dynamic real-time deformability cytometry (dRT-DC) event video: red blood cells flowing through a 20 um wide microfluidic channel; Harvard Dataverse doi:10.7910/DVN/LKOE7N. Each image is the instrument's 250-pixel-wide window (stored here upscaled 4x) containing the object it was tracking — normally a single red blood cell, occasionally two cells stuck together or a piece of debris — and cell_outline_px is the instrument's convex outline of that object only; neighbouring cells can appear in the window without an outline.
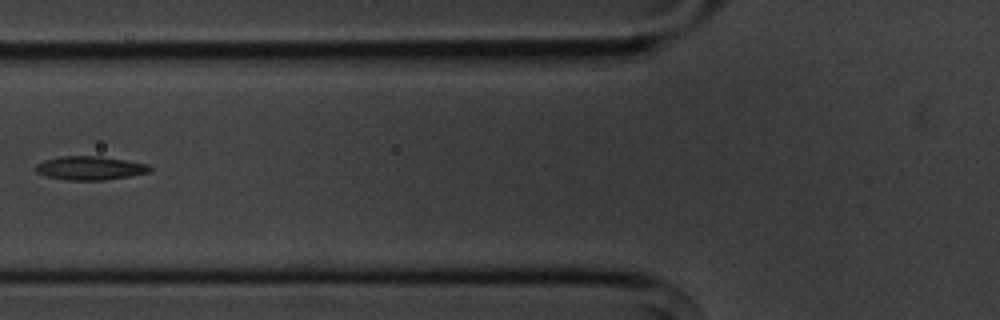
{"species": "common noctule bat (a hibernating species)", "species_latin": "Nyctalus noctula", "temperature_condition": "cold", "stored_images_in_passage": 6, "camera_frame_rate_fps": 3000, "um_per_image_px": 0.085, "animal": {"sex": "male", "body_mass_g": 20.1, "forearm_length_mm": 53.5}, "frame": {"image": 1, "passage_image": 6, "time_ms": 6.0, "image_size_px": [1000, 320], "cell_outline_px": [[152, 172], [104, 180], [68, 180], [48, 176], [36, 172], [32, 168], [36, 164], [44, 160], [60, 156], [100, 156], [148, 164], [152, 168]], "centroid_in_image_um": [7.63, 14.28], "position_along_channel_um": 118.2, "area_um2": 15.78}}